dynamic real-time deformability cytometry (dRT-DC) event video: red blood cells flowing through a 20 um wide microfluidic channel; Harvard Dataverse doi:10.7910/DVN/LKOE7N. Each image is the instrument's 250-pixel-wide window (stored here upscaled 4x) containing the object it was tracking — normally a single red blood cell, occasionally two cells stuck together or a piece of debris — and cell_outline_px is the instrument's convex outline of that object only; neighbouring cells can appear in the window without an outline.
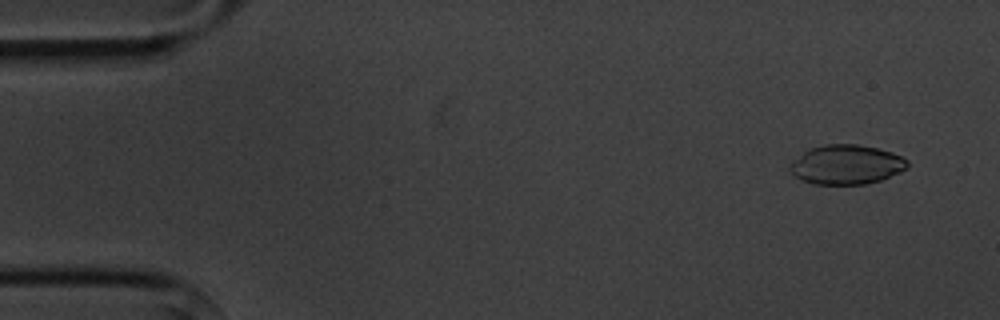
{"species": "common noctule bat (a hibernating species)", "species_latin": "Nyctalus noctula", "temperature_condition": "cold", "stored_images_in_passage": 4, "camera_frame_rate_fps": 3000, "um_per_image_px": 0.085, "animal": {"sex": "male", "body_mass_g": 20.1, "forearm_length_mm": 53.5}, "frame": {"image": 1, "passage_image": 1, "time_ms": 0.0, "image_size_px": [1000, 320], "cell_outline_px": [[908, 168], [900, 172], [880, 180], [864, 184], [812, 184], [800, 180], [788, 168], [792, 160], [804, 152], [812, 148], [824, 144], [856, 144], [876, 148], [892, 152], [908, 160]], "centroid_in_image_um": [71.94, 13.99], "position_along_channel_um": 13.1, "area_um2": 26.93}}